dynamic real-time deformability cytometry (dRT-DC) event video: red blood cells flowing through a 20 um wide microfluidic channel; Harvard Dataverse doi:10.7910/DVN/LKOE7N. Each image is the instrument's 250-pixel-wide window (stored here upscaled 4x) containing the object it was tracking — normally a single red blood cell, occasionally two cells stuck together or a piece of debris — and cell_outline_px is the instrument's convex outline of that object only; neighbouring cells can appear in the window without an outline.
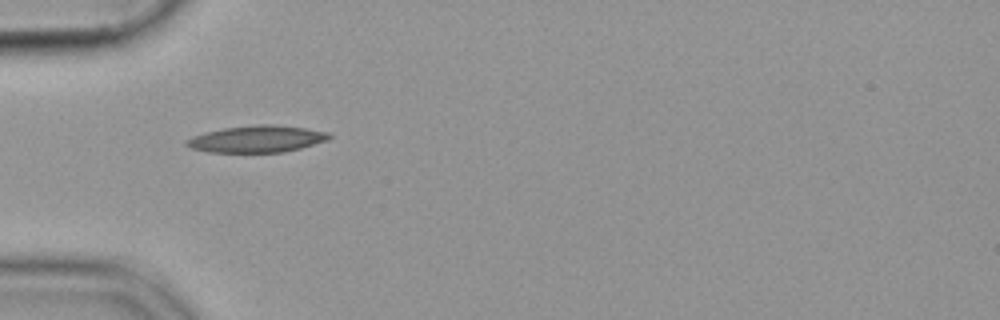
{"species": "common noctule bat (a hibernating species)", "species_latin": "Nyctalus noctula", "temperature_condition": "cold", "stored_images_in_passage": 38, "camera_frame_rate_fps": 3000, "um_per_image_px": 0.085, "animal": {"sex": "female", "body_mass_g": 19.9}, "frame": {"image": 1, "passage_image": 1, "time_ms": 0.0, "image_size_px": [1000, 320], "cell_outline_px": [[332, 136], [328, 140], [300, 148], [284, 152], [208, 152], [192, 148], [184, 144], [184, 140], [192, 136], [204, 132], [224, 128], [260, 124], [272, 124], [304, 128], [332, 132]], "centroid_in_image_um": [21.84, 11.81], "position_along_channel_um": 63.2, "area_um2": 22.37}}
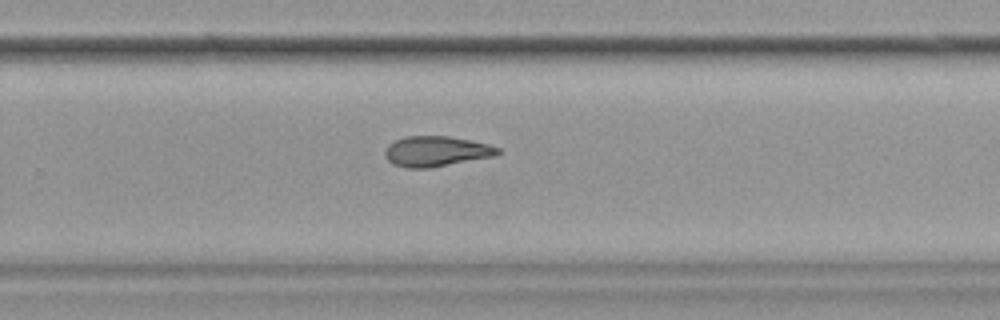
{"frame": {"image": 2, "passage_image": 20, "time_ms": 6.333, "image_size_px": [1000, 320], "cell_outline_px": [[504, 152], [496, 156], [428, 168], [404, 168], [392, 164], [384, 156], [384, 152], [388, 144], [404, 136], [448, 136], [472, 140], [488, 144], [500, 148]], "centroid_in_image_um": [37.09, 12.86], "position_along_channel_um": 292.7, "area_um2": 20.23}}
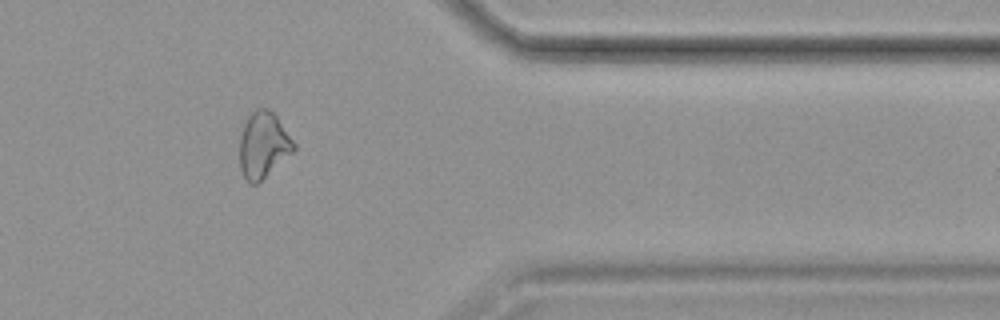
{"frame": {"image": 3, "passage_image": 29, "time_ms": 9.333, "image_size_px": [1000, 320], "cell_outline_px": [[296, 148], [292, 152], [256, 184], [252, 184], [244, 176], [240, 168], [240, 136], [244, 124], [248, 116], [256, 108], [268, 108], [276, 116], [296, 144]], "centroid_in_image_um": [22.37, 12.29], "position_along_channel_um": 389.0, "area_um2": 20.4}}